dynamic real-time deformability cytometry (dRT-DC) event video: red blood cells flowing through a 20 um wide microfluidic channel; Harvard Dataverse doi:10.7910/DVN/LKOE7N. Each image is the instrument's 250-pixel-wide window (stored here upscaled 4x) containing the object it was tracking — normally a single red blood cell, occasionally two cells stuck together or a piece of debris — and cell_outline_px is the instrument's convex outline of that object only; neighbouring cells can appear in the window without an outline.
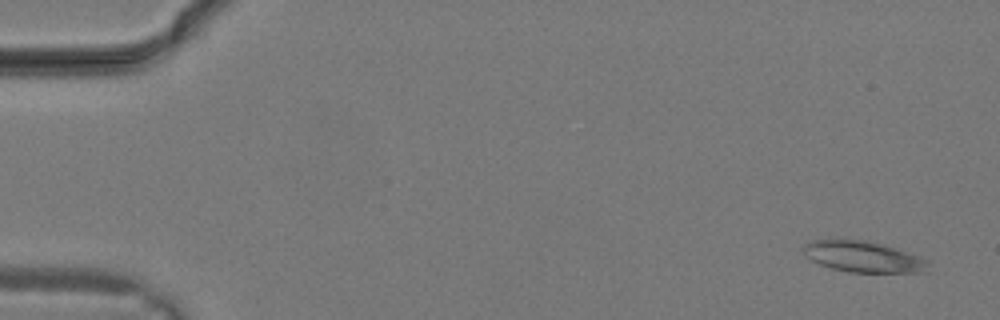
{"species": "common noctule bat (a hibernating species)", "species_latin": "Nyctalus noctula", "temperature_condition": "warm", "stored_images_in_passage": 11, "camera_frame_rate_fps": 3000, "um_per_image_px": 0.085, "animal": {"sex": "male", "body_mass_g": 19.2, "forearm_length_mm": 51.8}, "frame": {"image": 1, "passage_image": 1, "time_ms": 0.0, "image_size_px": [1000, 320], "cell_outline_px": [[928, 260], [924, 272], [848, 272], [832, 268], [820, 264], [804, 256], [804, 244], [812, 240], [828, 236], [868, 240], [884, 244]], "centroid_in_image_um": [73.25, 21.76], "position_along_channel_um": 11.8, "area_um2": 23.0}}
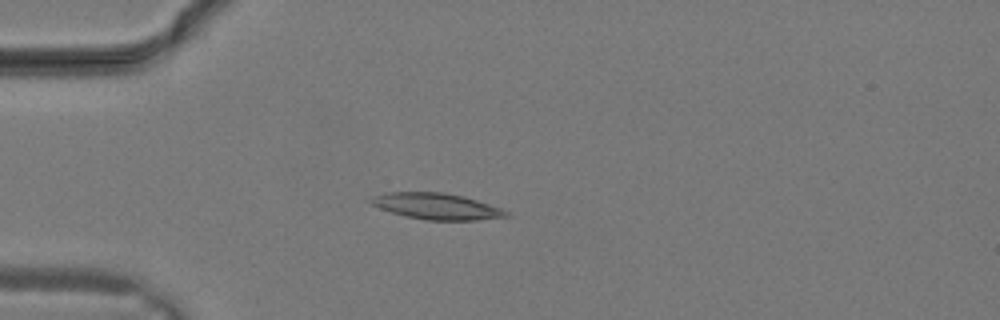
{"frame": {"image": 2, "passage_image": 8, "time_ms": 2.333, "image_size_px": [1000, 320], "cell_outline_px": [[512, 216], [476, 220], [424, 220], [404, 216], [380, 208], [372, 204], [368, 200], [372, 196], [384, 192], [444, 192], [464, 196], [500, 208], [508, 212]], "centroid_in_image_um": [37.09, 17.53], "position_along_channel_um": 47.9, "area_um2": 20.69}}
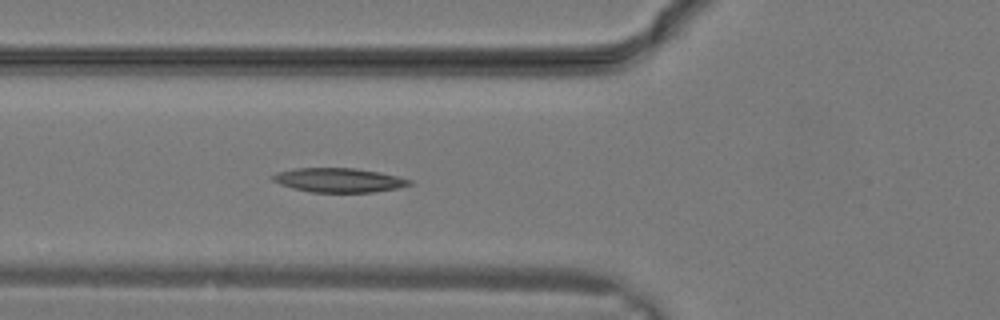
{"frame": {"image": 3, "passage_image": 11, "time_ms": 3.333, "image_size_px": [1000, 320], "cell_outline_px": [[412, 184], [400, 188], [372, 192], [312, 192], [292, 188], [280, 184], [272, 180], [272, 176], [276, 172], [292, 168], [356, 168], [380, 172], [412, 180]], "centroid_in_image_um": [28.8, 15.31], "position_along_channel_um": 97.0, "area_um2": 19.36}}